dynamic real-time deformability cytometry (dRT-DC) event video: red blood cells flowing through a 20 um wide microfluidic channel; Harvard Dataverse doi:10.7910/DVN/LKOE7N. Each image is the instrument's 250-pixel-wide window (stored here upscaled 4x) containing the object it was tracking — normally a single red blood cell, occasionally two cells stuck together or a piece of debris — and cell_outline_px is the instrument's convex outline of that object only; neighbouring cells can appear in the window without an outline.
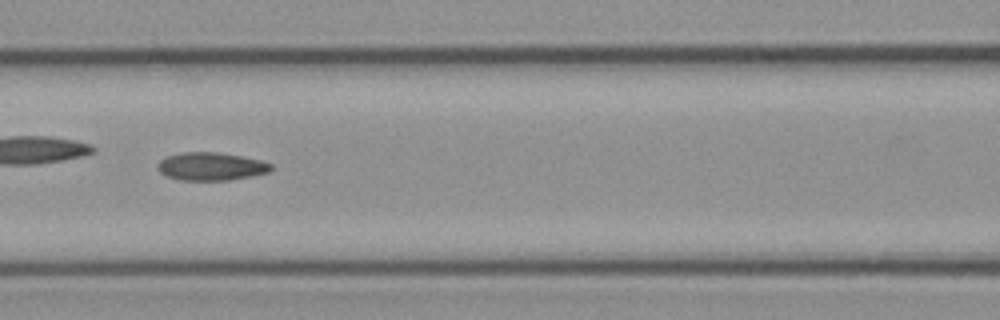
{"species": "common noctule bat (a hibernating species)", "species_latin": "Nyctalus noctula", "temperature_condition": "cold", "stored_images_in_passage": 50, "camera_frame_rate_fps": 3000, "um_per_image_px": 0.085, "animal": {"sex": "female", "body_mass_g": 21.9}, "frame": {"image": 1, "passage_image": 22, "time_ms": 7.0, "image_size_px": [1000, 320], "cell_outline_px": [[272, 168], [268, 172], [252, 176], [228, 180], [180, 180], [168, 176], [160, 172], [156, 168], [156, 164], [160, 160], [168, 156], [184, 152], [216, 152], [240, 156], [260, 160], [272, 164]], "centroid_in_image_um": [17.92, 14.15], "position_along_channel_um": 148.7, "area_um2": 18.38}, "authors_computed_cell_mechanics": {"area_um2": 18.6983, "velocity_mm_per_s": 3.9458, "shape_relaxation_time_tau1_ms": 10.524, "shape_relaxation_time_tau2_ms": 2.7728, "deformation_change_tau1": 0.2086, "deformation_change_tau2": 0.098}}